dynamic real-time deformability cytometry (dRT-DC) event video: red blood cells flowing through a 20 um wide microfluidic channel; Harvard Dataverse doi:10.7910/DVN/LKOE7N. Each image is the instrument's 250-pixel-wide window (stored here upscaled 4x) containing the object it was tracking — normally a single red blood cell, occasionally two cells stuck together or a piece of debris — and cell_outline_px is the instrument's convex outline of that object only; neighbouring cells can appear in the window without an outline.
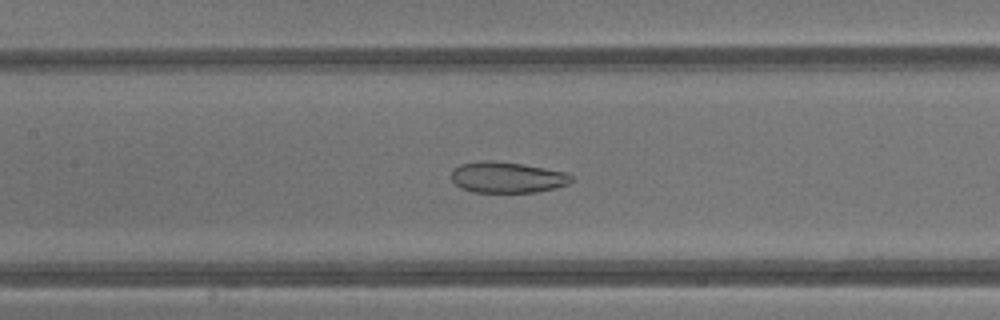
{"species": "common noctule bat (a hibernating species)", "species_latin": "Nyctalus noctula", "temperature_condition": "warm", "stored_images_in_passage": 41, "camera_frame_rate_fps": 3000, "um_per_image_px": 0.085, "animal": {"sex": "male", "body_mass_g": 13.3}, "frame": {"image": 1, "passage_image": 19, "time_ms": 6.0, "image_size_px": [1000, 320], "cell_outline_px": [[572, 180], [568, 184], [556, 188], [536, 192], [472, 192], [460, 188], [452, 180], [452, 168], [460, 164], [480, 160], [492, 160], [524, 164], [568, 172], [572, 176]], "centroid_in_image_um": [43.11, 15.06], "position_along_channel_um": 164.3, "area_um2": 21.96}}
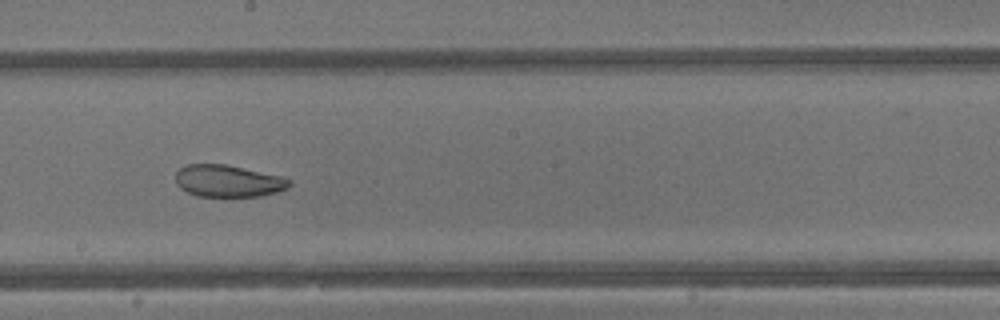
{"frame": {"image": 2, "passage_image": 23, "time_ms": 7.333, "image_size_px": [1000, 320], "cell_outline_px": [[292, 184], [288, 188], [276, 192], [260, 196], [196, 196], [180, 188], [176, 184], [176, 172], [180, 168], [188, 164], [224, 164], [280, 176], [292, 180]], "centroid_in_image_um": [19.38, 15.39], "position_along_channel_um": 228.8, "area_um2": 21.1}}
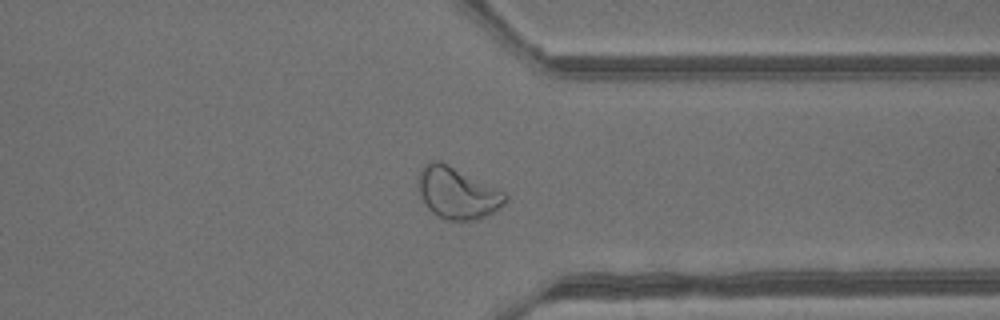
{"frame": {"image": 3, "passage_image": 32, "time_ms": 10.333, "image_size_px": [1000, 320], "cell_outline_px": [[508, 200], [500, 208], [476, 220], [448, 220], [436, 216], [428, 208], [420, 196], [416, 184], [416, 180], [420, 168], [424, 164], [432, 160], [440, 160], [504, 192], [508, 196]], "centroid_in_image_um": [38.81, 16.39], "position_along_channel_um": 372.6, "area_um2": 26.3}, "authors_computed_cell_mechanics": {"area_um2": 27.744, "velocity_mm_per_s": 4.863, "shape_relaxation_time_tau1_ms": null, "shape_relaxation_time_tau2_ms": 1.2039, "deformation_change_tau1": null, "deformation_change_tau2": 0.0618}}